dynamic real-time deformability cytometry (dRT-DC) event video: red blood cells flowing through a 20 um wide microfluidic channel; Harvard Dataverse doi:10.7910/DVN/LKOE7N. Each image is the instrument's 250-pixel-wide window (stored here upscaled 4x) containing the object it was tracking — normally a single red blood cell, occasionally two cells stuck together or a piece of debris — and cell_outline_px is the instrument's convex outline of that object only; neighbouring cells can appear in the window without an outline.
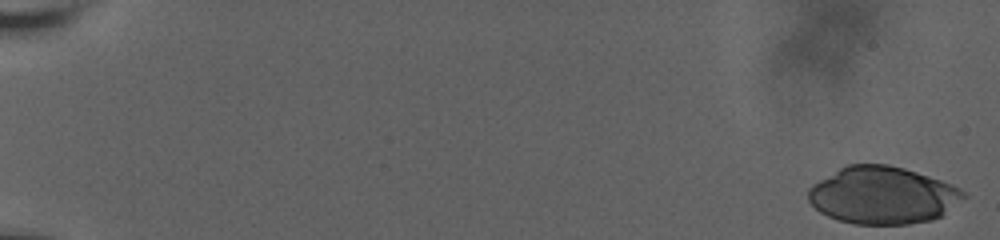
{"species": "human", "species_latin": "Homo sapiens", "temperature_condition": "room temperature", "stored_images_in_passage": 19, "camera_frame_rate_fps": 3000, "um_per_image_px": 0.085, "donor": {"sex": "male"}, "frame": {"image": 1, "passage_image": 1, "time_ms": 0.0, "image_size_px": [1000, 240], "cell_outline_px": [[968, 196], [940, 216], [932, 220], [908, 224], [856, 224], [840, 220], [828, 216], [820, 212], [808, 200], [808, 188], [812, 184], [840, 168], [848, 164], [888, 164], [904, 168], [952, 184], [960, 188]], "centroid_in_image_um": [75.03, 16.6], "position_along_channel_um": 10.0, "area_um2": 51.67}}
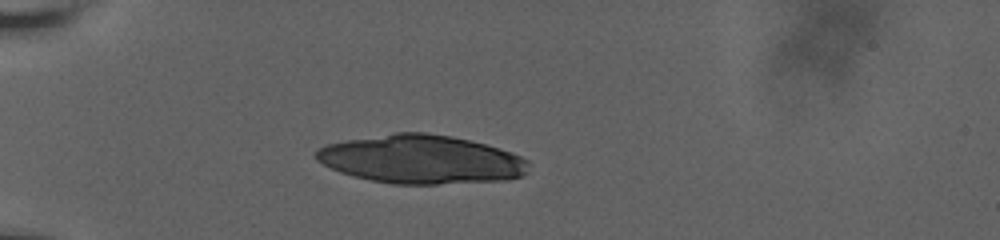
{"frame": {"image": 2, "passage_image": 14, "time_ms": 6.0, "image_size_px": [1000, 240], "cell_outline_px": [[528, 172], [524, 176], [504, 180], [436, 184], [392, 184], [352, 176], [340, 172], [316, 160], [312, 156], [320, 148], [328, 144], [348, 140], [396, 132], [424, 132], [452, 136], [500, 148], [512, 152], [528, 160]], "centroid_in_image_um": [35.82, 13.55], "position_along_channel_um": 49.2, "area_um2": 60.11}}